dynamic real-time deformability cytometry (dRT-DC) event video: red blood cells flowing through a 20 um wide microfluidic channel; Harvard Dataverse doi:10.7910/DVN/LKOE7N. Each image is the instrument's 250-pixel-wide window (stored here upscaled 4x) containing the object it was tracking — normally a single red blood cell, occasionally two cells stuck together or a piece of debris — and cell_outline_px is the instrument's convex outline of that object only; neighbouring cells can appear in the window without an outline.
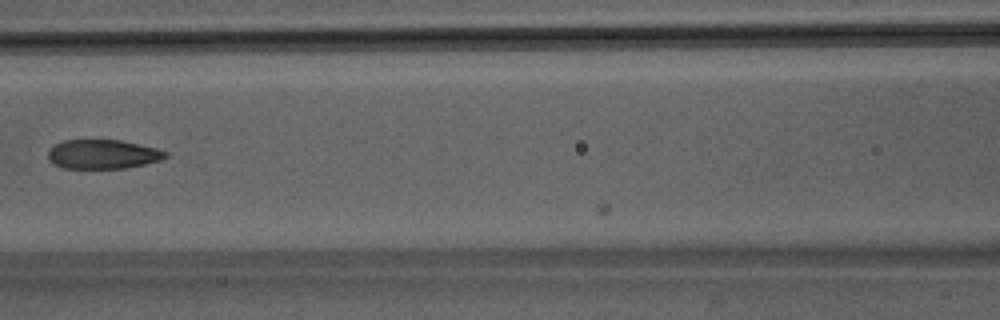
{"species": "Egyptian fruit bat (a non-hibernating species)", "species_latin": "Rousettus aegyptiacus", "temperature_condition": "room temperature", "stored_images_in_passage": 15, "camera_frame_rate_fps": 3000, "um_per_image_px": 0.085, "animal": {"sex": "male"}, "frame": {"image": 1, "passage_image": 14, "time_ms": 4.333, "image_size_px": [1000, 320], "cell_outline_px": [[168, 156], [160, 160], [128, 168], [60, 168], [52, 164], [48, 160], [48, 152], [56, 144], [64, 140], [120, 140], [156, 148], [168, 152]], "centroid_in_image_um": [8.72, 13.12], "position_along_channel_um": 157.9, "area_um2": 20.0}}